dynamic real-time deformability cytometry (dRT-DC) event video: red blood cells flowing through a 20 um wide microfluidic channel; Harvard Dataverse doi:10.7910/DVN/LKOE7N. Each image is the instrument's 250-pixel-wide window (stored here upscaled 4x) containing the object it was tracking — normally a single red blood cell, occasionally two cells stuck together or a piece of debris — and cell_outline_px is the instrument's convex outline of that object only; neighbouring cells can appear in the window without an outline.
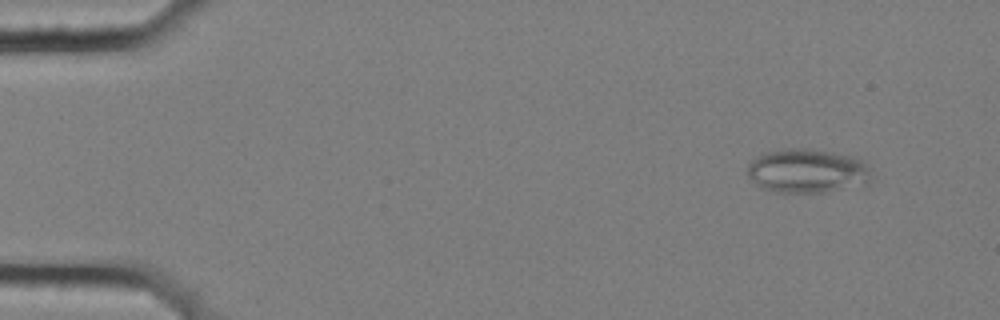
{"species": "common noctule bat (a hibernating species)", "species_latin": "Nyctalus noctula", "temperature_condition": "cold", "stored_images_in_passage": 7, "camera_frame_rate_fps": 3000, "um_per_image_px": 0.085, "animal": {"sex": "female", "body_mass_g": 25.1}, "frame": {"image": 1, "passage_image": 2, "time_ms": 0.333, "image_size_px": [1000, 320], "cell_outline_px": [[872, 180], [868, 184], [824, 192], [776, 192], [760, 188], [748, 176], [744, 168], [756, 156], [764, 152], [784, 148], [808, 148], [856, 156], [868, 168], [872, 176]], "centroid_in_image_um": [68.58, 14.52], "position_along_channel_um": 16.4, "area_um2": 32.31}}